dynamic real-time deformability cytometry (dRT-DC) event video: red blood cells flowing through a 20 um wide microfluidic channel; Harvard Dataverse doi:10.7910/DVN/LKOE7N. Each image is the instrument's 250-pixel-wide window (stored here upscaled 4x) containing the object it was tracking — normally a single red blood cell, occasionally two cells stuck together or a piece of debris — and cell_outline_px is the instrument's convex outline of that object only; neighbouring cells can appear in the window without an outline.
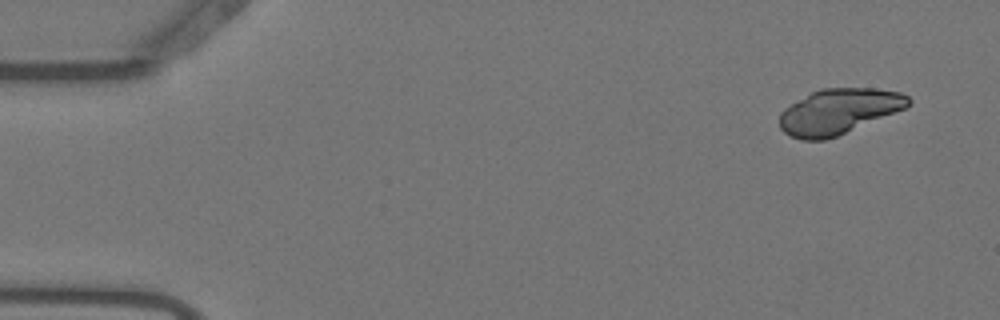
{"species": "Egyptian fruit bat (a non-hibernating species)", "species_latin": "Rousettus aegyptiacus", "temperature_condition": "warm", "stored_images_in_passage": 11, "camera_frame_rate_fps": 3000, "um_per_image_px": 0.085, "animal": {"sex": "female"}, "frame": {"image": 1, "passage_image": 4, "time_ms": 1.0, "image_size_px": [1000, 320], "cell_outline_px": [[912, 100], [904, 108], [836, 136], [824, 140], [800, 140], [784, 132], [780, 128], [780, 112], [784, 108], [812, 92], [820, 88], [872, 88], [900, 92], [908, 96]], "centroid_in_image_um": [71.25, 9.46], "position_along_channel_um": 13.8, "area_um2": 33.52}}